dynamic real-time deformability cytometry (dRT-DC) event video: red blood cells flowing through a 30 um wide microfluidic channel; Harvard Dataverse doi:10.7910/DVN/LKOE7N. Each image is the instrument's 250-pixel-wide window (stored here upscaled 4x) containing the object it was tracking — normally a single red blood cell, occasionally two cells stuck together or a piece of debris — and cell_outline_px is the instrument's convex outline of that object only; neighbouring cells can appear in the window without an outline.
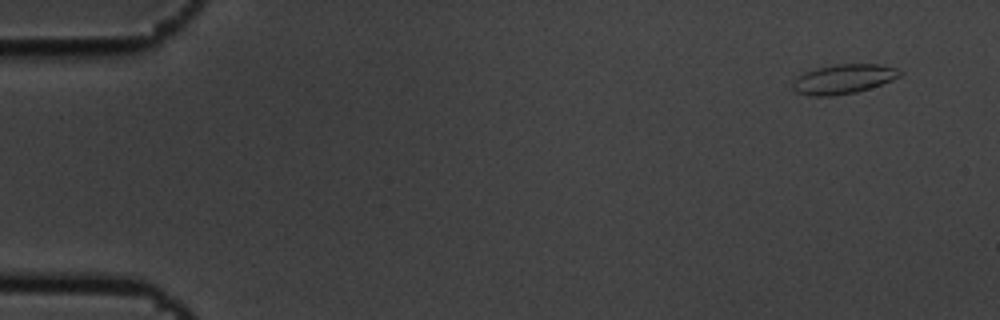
{"species": "common noctule bat (a hibernating species)", "species_latin": "Nyctalus noctula", "temperature_condition": "cold", "stored_images_in_passage": 4, "camera_frame_rate_fps": 3000, "um_per_image_px": 0.085, "animal": {"sex": "male", "body_mass_g": 19.5, "forearm_length_mm": 54.6}, "frame": {"image": 1, "passage_image": 1, "time_ms": 0.0, "image_size_px": [1000, 320], "cell_outline_px": [[904, 72], [900, 76], [892, 80], [856, 92], [832, 96], [808, 96], [796, 92], [792, 88], [792, 84], [804, 72], [816, 68], [836, 64], [880, 64], [896, 68]], "centroid_in_image_um": [71.7, 6.72], "position_along_channel_um": 13.3, "area_um2": 18.32}}